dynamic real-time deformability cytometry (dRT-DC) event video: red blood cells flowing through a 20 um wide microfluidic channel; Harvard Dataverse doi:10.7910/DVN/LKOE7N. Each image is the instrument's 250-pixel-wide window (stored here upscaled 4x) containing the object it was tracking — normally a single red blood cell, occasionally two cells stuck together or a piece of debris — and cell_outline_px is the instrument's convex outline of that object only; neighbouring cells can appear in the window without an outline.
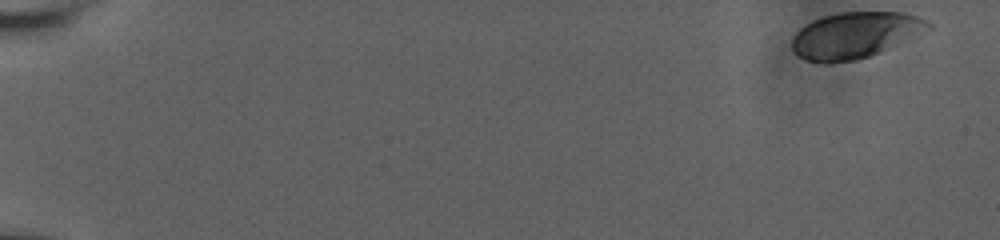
{"species": "human", "species_latin": "Homo sapiens", "temperature_condition": "room temperature", "stored_images_in_passage": 65, "camera_frame_rate_fps": 3000, "um_per_image_px": 0.085, "donor": {"sex": "male"}, "frame": {"image": 1, "passage_image": 1, "time_ms": 0.0, "image_size_px": [1000, 240], "cell_outline_px": [[932, 28], [880, 52], [856, 60], [828, 64], [804, 60], [796, 56], [792, 52], [792, 40], [796, 32], [804, 24], [812, 20], [824, 16], [844, 12], [900, 12], [916, 16], [928, 20], [932, 24]], "centroid_in_image_um": [72.63, 3.0], "position_along_channel_um": 12.4, "area_um2": 36.76}}
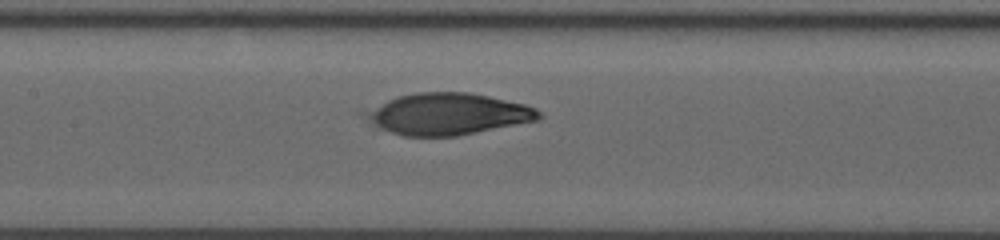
{"frame": {"image": 2, "passage_image": 42, "time_ms": 9.667, "image_size_px": [1000, 240], "cell_outline_px": [[544, 116], [536, 120], [456, 136], [404, 136], [376, 128], [360, 112], [396, 96], [416, 92], [468, 92], [488, 96], [524, 104], [536, 108]], "centroid_in_image_um": [37.99, 9.68], "position_along_channel_um": 169.4, "area_um2": 42.02}}
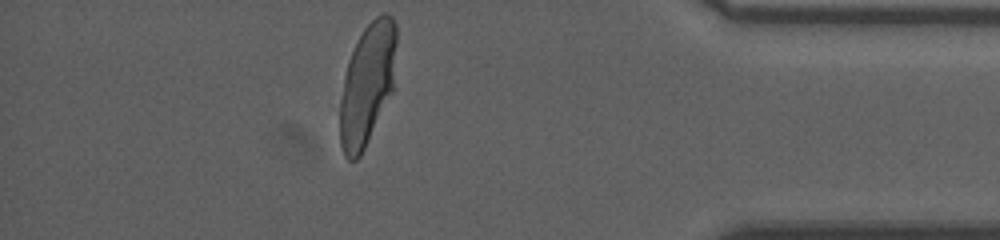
{"frame": {"image": 3, "passage_image": 65, "time_ms": 17.0, "image_size_px": [1000, 240], "cell_outline_px": [[396, 44], [392, 92], [360, 156], [356, 160], [348, 160], [344, 156], [340, 144], [340, 100], [344, 76], [348, 60], [364, 28], [376, 16], [384, 12], [392, 16], [396, 24]], "centroid_in_image_um": [31.21, 7.16], "position_along_channel_um": 404.0, "area_um2": 39.65}, "authors_computed_cell_mechanics": {"area_um2": 40.5178, "velocity_mm_per_s": 3.6389, "shape_relaxation_time_tau1_ms": 3.8695, "shape_relaxation_time_tau2_ms": null, "deformation_change_tau1": 0.1523, "deformation_change_tau2": null}}